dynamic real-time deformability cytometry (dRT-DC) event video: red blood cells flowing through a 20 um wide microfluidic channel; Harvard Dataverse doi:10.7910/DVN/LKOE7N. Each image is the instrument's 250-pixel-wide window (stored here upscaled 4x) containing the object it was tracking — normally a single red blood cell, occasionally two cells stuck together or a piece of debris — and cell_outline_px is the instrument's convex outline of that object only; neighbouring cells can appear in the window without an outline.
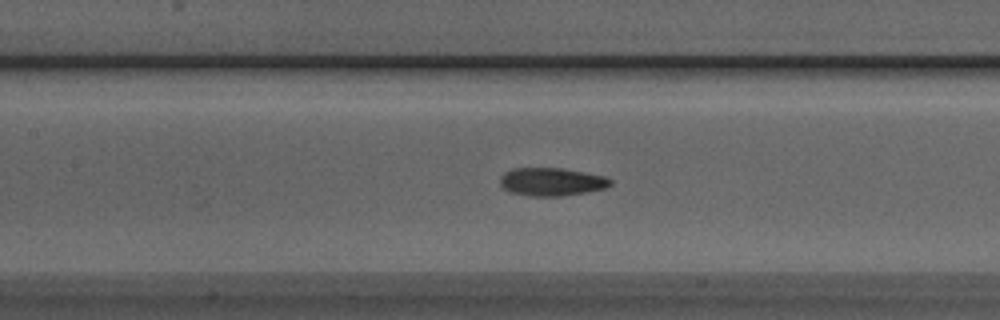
{"species": "Egyptian fruit bat (a non-hibernating species)", "species_latin": "Rousettus aegyptiacus", "temperature_condition": "room temperature", "stored_images_in_passage": 52, "camera_frame_rate_fps": 3000, "um_per_image_px": 0.085, "animal": {"sex": "male"}, "frame": {"image": 1, "passage_image": 23, "time_ms": 7.333, "image_size_px": [1000, 320], "cell_outline_px": [[612, 184], [604, 188], [584, 192], [560, 196], [528, 196], [508, 192], [500, 184], [500, 176], [504, 172], [512, 168], [560, 168], [584, 172], [604, 176], [612, 180]], "centroid_in_image_um": [46.83, 15.45], "position_along_channel_um": 160.6, "area_um2": 18.03}}
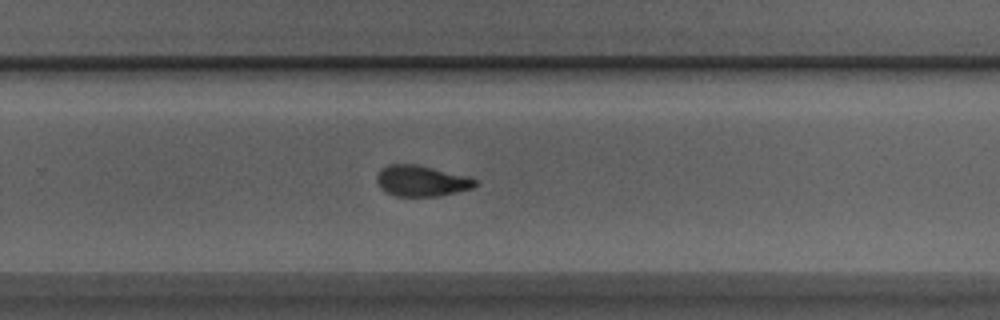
{"frame": {"image": 2, "passage_image": 33, "time_ms": 10.667, "image_size_px": [1000, 320], "cell_outline_px": [[476, 184], [472, 188], [440, 196], [396, 196], [380, 188], [376, 180], [376, 176], [380, 168], [388, 164], [416, 164], [468, 176], [476, 180]], "centroid_in_image_um": [35.79, 15.37], "position_along_channel_um": 294.0, "area_um2": 17.69}}
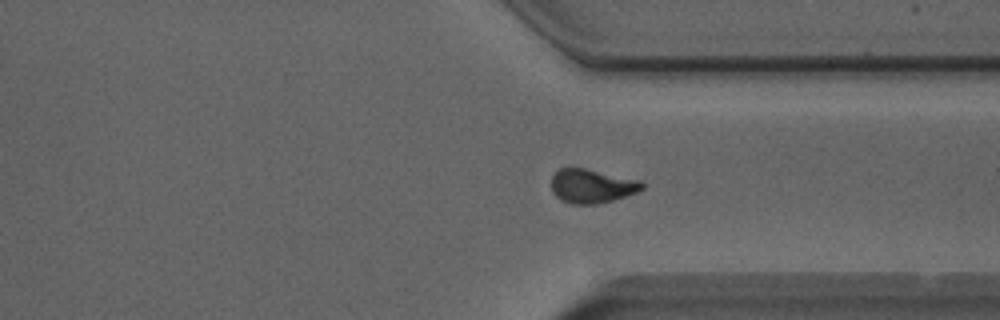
{"frame": {"image": 3, "passage_image": 38, "time_ms": 12.333, "image_size_px": [1000, 320], "cell_outline_px": [[644, 188], [636, 192], [612, 200], [596, 204], [572, 204], [560, 200], [552, 192], [552, 176], [560, 168], [568, 164], [640, 180], [644, 184]], "centroid_in_image_um": [50.26, 15.78], "position_along_channel_um": 361.1, "area_um2": 18.26}, "authors_computed_cell_mechanics": {"area_um2": 17.918, "velocity_mm_per_s": 4.0239, "shape_relaxation_time_tau1_ms": 3.3639, "shape_relaxation_time_tau2_ms": 1.7945, "deformation_change_tau1": 0.1557, "deformation_change_tau2": 0.0856}}